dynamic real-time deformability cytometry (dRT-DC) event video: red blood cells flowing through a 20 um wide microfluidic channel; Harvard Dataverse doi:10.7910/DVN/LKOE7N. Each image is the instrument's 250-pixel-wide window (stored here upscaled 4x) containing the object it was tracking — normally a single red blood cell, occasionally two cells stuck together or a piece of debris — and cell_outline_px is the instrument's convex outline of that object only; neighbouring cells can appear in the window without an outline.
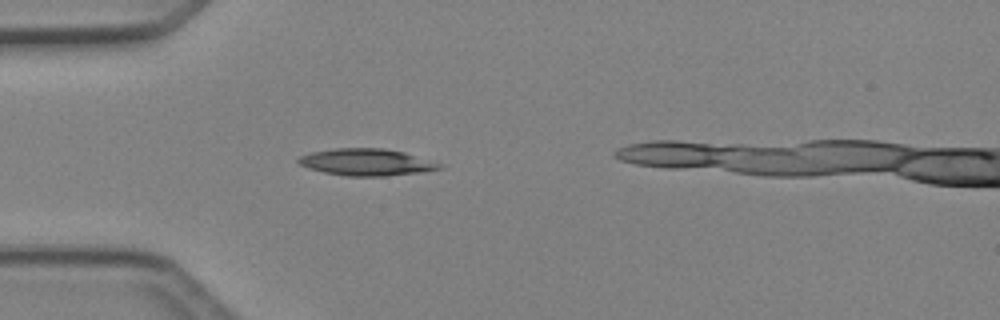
{"species": "Egyptian fruit bat (a non-hibernating species)", "species_latin": "Rousettus aegyptiacus", "temperature_condition": "cold", "stored_images_in_passage": 29, "camera_frame_rate_fps": 3000, "um_per_image_px": 0.085, "animal": {"sex": "female"}, "frame": {"image": 1, "passage_image": 1, "time_ms": 0.0, "image_size_px": [1000, 320], "cell_outline_px": [[444, 168], [420, 172], [384, 176], [348, 176], [324, 172], [308, 168], [300, 164], [296, 160], [300, 156], [312, 152], [332, 148], [384, 148], [404, 152], [444, 164]], "centroid_in_image_um": [31.17, 13.78], "position_along_channel_um": 53.8, "area_um2": 22.08}}
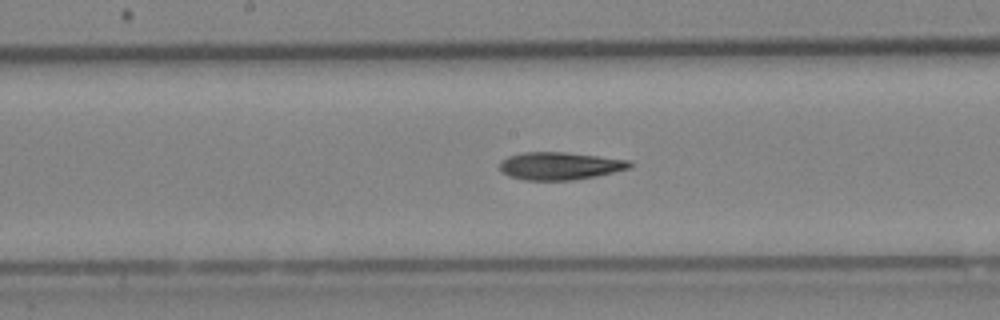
{"frame": {"image": 2, "passage_image": 12, "time_ms": 3.667, "image_size_px": [1000, 320], "cell_outline_px": [[632, 164], [628, 168], [596, 176], [572, 180], [524, 180], [508, 176], [500, 172], [500, 160], [508, 156], [524, 152], [564, 152], [632, 160]], "centroid_in_image_um": [47.54, 14.1], "position_along_channel_um": 200.7, "area_um2": 20.98}}
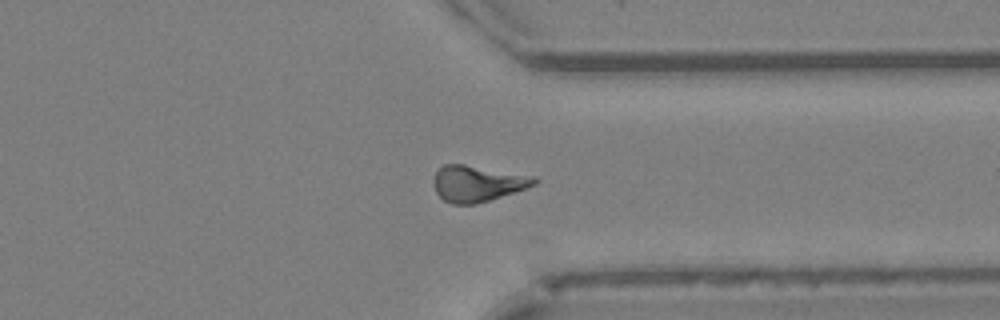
{"frame": {"image": 3, "passage_image": 24, "time_ms": 7.667, "image_size_px": [1000, 320], "cell_outline_px": [[540, 180], [536, 184], [476, 204], [452, 204], [444, 200], [436, 192], [432, 184], [432, 180], [436, 172], [444, 164], [464, 164], [536, 176]], "centroid_in_image_um": [40.56, 15.58], "position_along_channel_um": 370.8, "area_um2": 21.1}}